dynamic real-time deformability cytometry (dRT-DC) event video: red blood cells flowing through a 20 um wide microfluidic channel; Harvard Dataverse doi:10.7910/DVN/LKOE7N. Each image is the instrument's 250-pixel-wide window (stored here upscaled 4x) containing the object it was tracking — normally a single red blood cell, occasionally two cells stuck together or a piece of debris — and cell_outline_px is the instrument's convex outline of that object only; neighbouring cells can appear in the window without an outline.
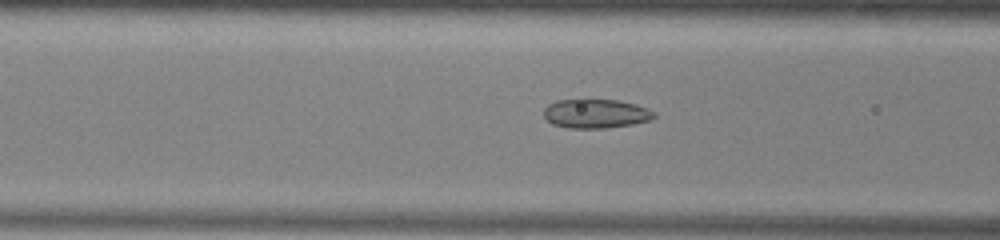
{"species": "common noctule bat (a hibernating species)", "species_latin": "Nyctalus noctula", "temperature_condition": "warm", "stored_images_in_passage": 52, "camera_frame_rate_fps": 3000, "um_per_image_px": 0.085, "animal": {"sex": "male", "body_mass_g": 13.0, "forearm_length_mm": 53.1}, "frame": {"image": 1, "passage_image": 20, "time_ms": 6.333, "image_size_px": [1000, 240], "cell_outline_px": [[656, 116], [648, 120], [632, 124], [608, 128], [568, 128], [552, 124], [544, 116], [544, 108], [548, 104], [556, 100], [584, 96], [620, 100], [636, 104], [648, 108], [656, 112]], "centroid_in_image_um": [50.61, 9.6], "position_along_channel_um": 116.0, "area_um2": 19.65}}
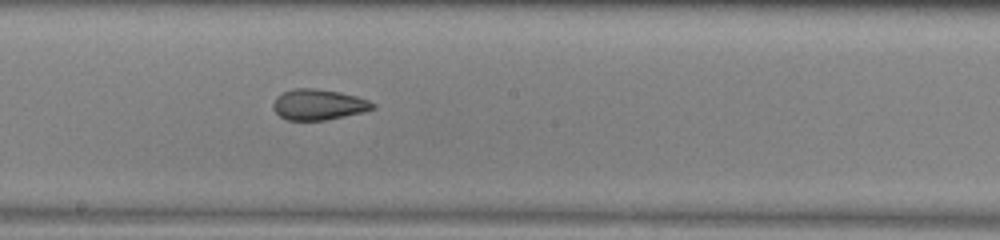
{"frame": {"image": 2, "passage_image": 28, "time_ms": 9.0, "image_size_px": [1000, 240], "cell_outline_px": [[376, 108], [364, 112], [324, 120], [288, 120], [280, 116], [272, 108], [272, 104], [276, 96], [292, 88], [316, 88], [340, 92], [356, 96], [368, 100], [376, 104]], "centroid_in_image_um": [27.07, 8.88], "position_along_channel_um": 221.1, "area_um2": 17.92}}
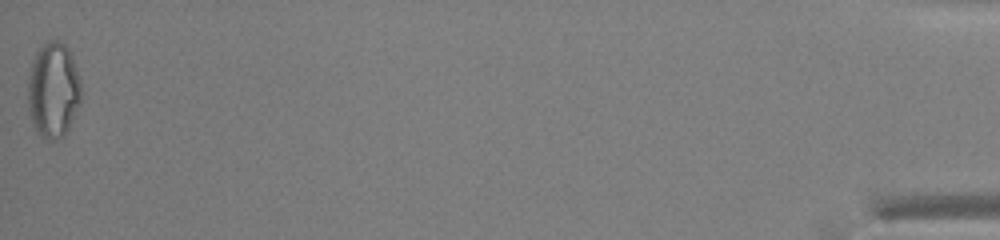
{"frame": {"image": 3, "passage_image": 52, "time_ms": 17.0, "image_size_px": [1000, 240], "cell_outline_px": [[80, 104], [64, 136], [52, 140], [48, 140], [40, 136], [36, 132], [28, 108], [28, 76], [36, 52], [48, 40], [60, 40], [68, 48], [72, 56], [80, 76]], "centroid_in_image_um": [4.53, 7.65], "position_along_channel_um": 430.7, "area_um2": 29.65}, "authors_computed_cell_mechanics": {"area_um2": 21.0103, "velocity_mm_per_s": 3.9531, "shape_relaxation_time_tau1_ms": null, "shape_relaxation_time_tau2_ms": 1.8743, "deformation_change_tau1": null, "deformation_change_tau2": 0.0826}}